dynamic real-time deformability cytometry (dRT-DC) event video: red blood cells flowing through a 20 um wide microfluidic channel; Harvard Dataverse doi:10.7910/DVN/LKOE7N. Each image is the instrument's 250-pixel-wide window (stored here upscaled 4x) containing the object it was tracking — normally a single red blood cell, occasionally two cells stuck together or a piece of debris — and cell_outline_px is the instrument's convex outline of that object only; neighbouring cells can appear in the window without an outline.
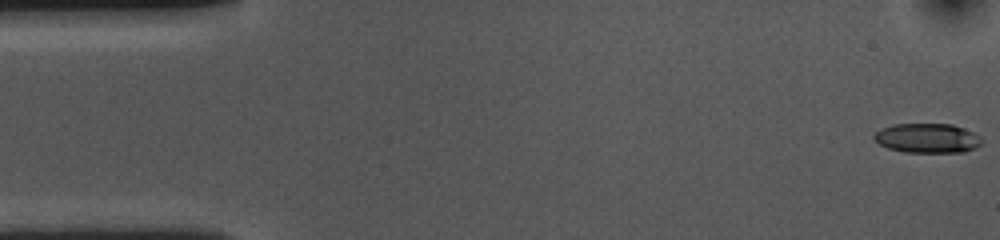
{"species": "common noctule bat (a hibernating species)", "species_latin": "Nyctalus noctula", "temperature_condition": "cold", "stored_images_in_passage": 54, "camera_frame_rate_fps": 3000, "um_per_image_px": 0.085, "animal": {"sex": "female", "body_mass_g": 10.0, "forearm_length_mm": 53.1}, "frame": {"image": 1, "passage_image": 1, "time_ms": 0.0, "image_size_px": [1000, 240], "cell_outline_px": [[980, 144], [964, 152], [904, 152], [888, 148], [880, 144], [872, 136], [880, 128], [892, 124], [952, 124], [964, 128], [980, 136]], "centroid_in_image_um": [78.78, 11.73], "position_along_channel_um": 6.2, "area_um2": 18.38}}
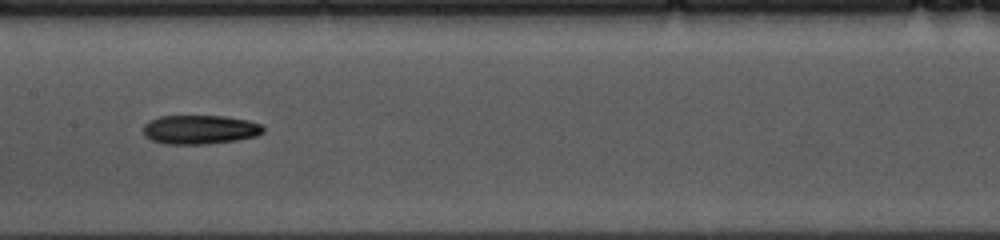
{"frame": {"image": 2, "passage_image": 26, "time_ms": 8.333, "image_size_px": [1000, 240], "cell_outline_px": [[264, 132], [256, 136], [236, 140], [204, 144], [164, 144], [152, 140], [144, 136], [144, 124], [148, 120], [160, 116], [224, 116], [248, 120], [260, 124], [264, 128]], "centroid_in_image_um": [16.97, 11.01], "position_along_channel_um": 190.4, "area_um2": 20.35}}
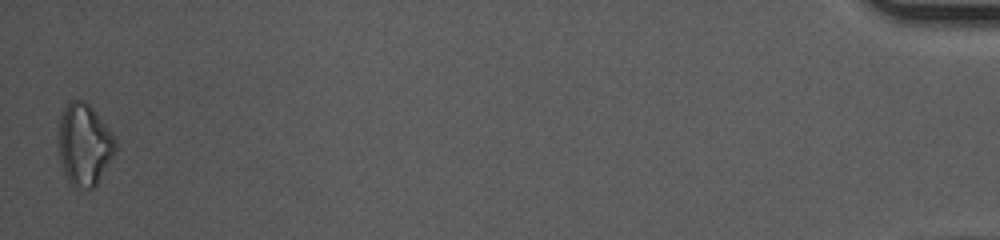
{"frame": {"image": 3, "passage_image": 54, "time_ms": 17.667, "image_size_px": [1000, 240], "cell_outline_px": [[116, 148], [112, 156], [96, 184], [92, 188], [84, 188], [72, 184], [68, 180], [60, 164], [60, 116], [64, 104], [68, 100], [84, 100], [96, 112], [108, 128], [116, 140]], "centroid_in_image_um": [7.15, 12.24], "position_along_channel_um": 428.1, "area_um2": 26.59}, "authors_computed_cell_mechanics": {"area_um2": 19.8543, "velocity_mm_per_s": 3.617, "shape_relaxation_time_tau1_ms": 4.6441, "shape_relaxation_time_tau2_ms": null, "deformation_change_tau1": 0.1378, "deformation_change_tau2": null}}